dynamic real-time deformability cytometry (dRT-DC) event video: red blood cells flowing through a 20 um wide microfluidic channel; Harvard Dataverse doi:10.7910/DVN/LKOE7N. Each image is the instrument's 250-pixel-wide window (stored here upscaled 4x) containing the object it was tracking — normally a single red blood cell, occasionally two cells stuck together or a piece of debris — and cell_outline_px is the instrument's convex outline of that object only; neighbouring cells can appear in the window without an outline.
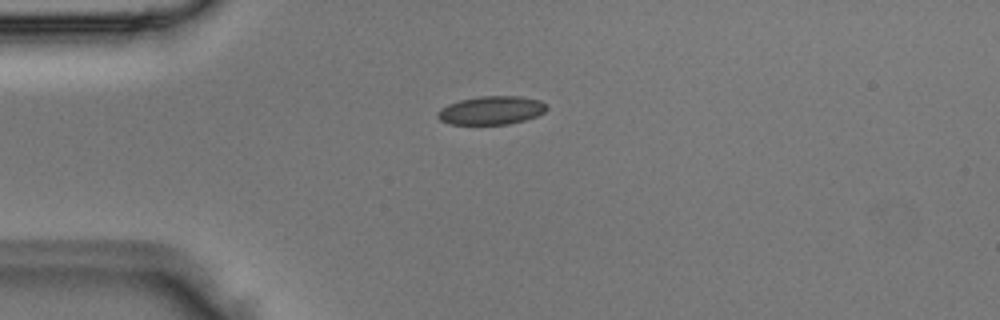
{"species": "Egyptian fruit bat (a non-hibernating species)", "species_latin": "Rousettus aegyptiacus", "temperature_condition": "room temperature", "stored_images_in_passage": 4, "camera_frame_rate_fps": 3000, "um_per_image_px": 0.085, "animal": {"sex": "male"}, "frame": {"image": 1, "passage_image": 4, "time_ms": 1.0, "image_size_px": [1000, 320], "cell_outline_px": [[548, 108], [544, 112], [536, 116], [524, 120], [508, 124], [448, 124], [440, 120], [436, 116], [440, 108], [448, 104], [460, 100], [480, 96], [520, 96], [540, 100]], "centroid_in_image_um": [41.74, 9.38], "position_along_channel_um": 43.3, "area_um2": 18.03}}